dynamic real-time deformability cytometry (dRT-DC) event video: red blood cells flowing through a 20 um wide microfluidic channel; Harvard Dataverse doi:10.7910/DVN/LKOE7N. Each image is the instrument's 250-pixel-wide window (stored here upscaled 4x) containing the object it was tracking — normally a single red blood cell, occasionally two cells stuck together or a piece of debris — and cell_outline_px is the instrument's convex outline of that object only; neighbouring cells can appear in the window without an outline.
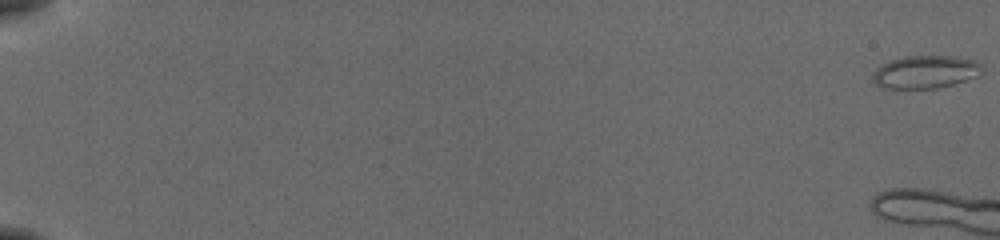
{"species": "common noctule bat (a hibernating species)", "species_latin": "Nyctalus noctula", "temperature_condition": "cold", "stored_images_in_passage": 6, "camera_frame_rate_fps": 3000, "um_per_image_px": 0.085, "animal": {"sex": "female", "body_mass_g": 19.5, "forearm_length_mm": 54.1}, "frame": {"image": 1, "passage_image": 1, "time_ms": 0.0, "image_size_px": [1000, 240], "cell_outline_px": [[980, 68], [976, 76], [952, 84], [936, 88], [884, 88], [876, 84], [872, 80], [872, 72], [876, 68], [892, 60], [904, 56], [956, 56], [976, 60], [980, 64]], "centroid_in_image_um": [78.61, 6.1], "position_along_channel_um": 6.4, "area_um2": 20.63}}